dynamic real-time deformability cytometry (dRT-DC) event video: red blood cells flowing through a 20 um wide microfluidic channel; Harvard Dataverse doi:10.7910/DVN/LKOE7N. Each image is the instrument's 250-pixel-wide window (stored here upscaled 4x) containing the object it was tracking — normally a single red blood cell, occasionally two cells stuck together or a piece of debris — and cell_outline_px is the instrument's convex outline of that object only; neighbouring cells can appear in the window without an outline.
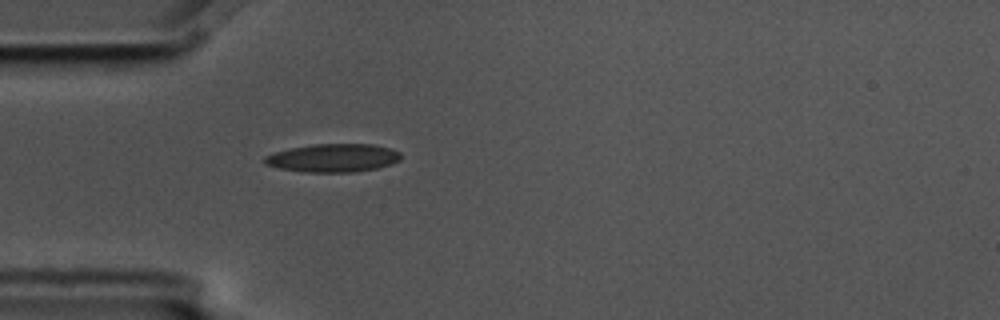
{"species": "common noctule bat (a hibernating species)", "species_latin": "Nyctalus noctula", "temperature_condition": "cold", "stored_images_in_passage": 5, "camera_frame_rate_fps": 3000, "um_per_image_px": 0.085, "animal": {"sex": "male", "body_mass_g": 17.5, "forearm_length_mm": 52.3}, "frame": {"image": 1, "passage_image": 5, "time_ms": 1.333, "image_size_px": [1000, 320], "cell_outline_px": [[400, 160], [392, 164], [376, 168], [352, 172], [304, 172], [280, 168], [264, 164], [264, 156], [276, 152], [292, 148], [312, 144], [372, 144], [392, 148], [400, 152]], "centroid_in_image_um": [28.34, 13.42], "position_along_channel_um": 56.7, "area_um2": 22.37}}